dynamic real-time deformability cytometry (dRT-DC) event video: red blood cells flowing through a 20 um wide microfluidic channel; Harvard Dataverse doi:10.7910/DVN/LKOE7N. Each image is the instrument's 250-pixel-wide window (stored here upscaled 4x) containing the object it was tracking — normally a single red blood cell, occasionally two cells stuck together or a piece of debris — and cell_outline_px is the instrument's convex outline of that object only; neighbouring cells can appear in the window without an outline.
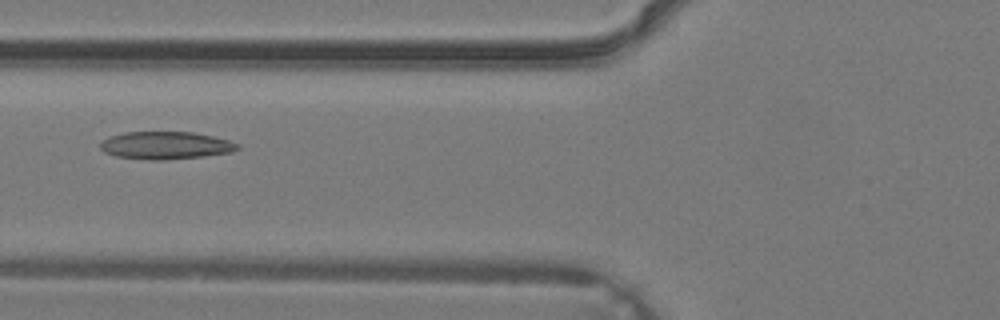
{"species": "common noctule bat (a hibernating species)", "species_latin": "Nyctalus noctula", "temperature_condition": "warm", "stored_images_in_passage": 20, "camera_frame_rate_fps": 3000, "um_per_image_px": 0.085, "animal": {"sex": "male", "body_mass_g": 19.2, "forearm_length_mm": 51.8}, "frame": {"image": 1, "passage_image": 16, "time_ms": 5.0, "image_size_px": [1000, 320], "cell_outline_px": [[240, 148], [232, 152], [200, 156], [164, 160], [152, 160], [116, 156], [104, 152], [100, 148], [100, 140], [108, 136], [124, 132], [192, 132], [212, 136], [228, 140], [240, 144]], "centroid_in_image_um": [14.04, 12.35], "position_along_channel_um": 111.8, "area_um2": 22.08}}
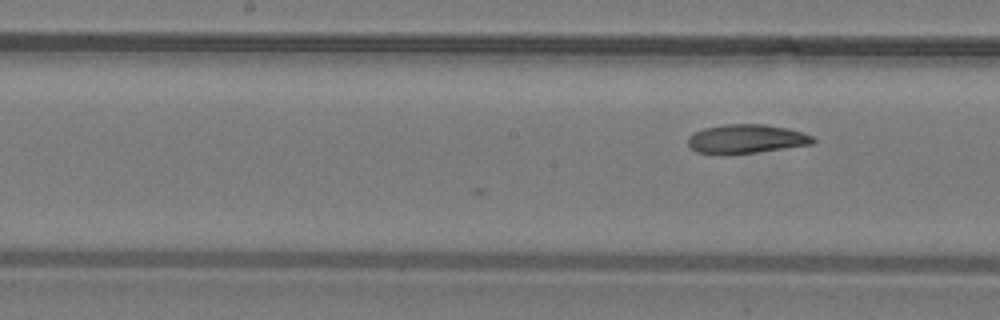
{"frame": {"image": 2, "passage_image": 20, "time_ms": 6.333, "image_size_px": [1000, 320], "cell_outline_px": [[816, 140], [812, 144], [756, 152], [696, 152], [688, 144], [688, 136], [692, 132], [704, 128], [724, 124], [764, 124], [788, 128], [812, 136]], "centroid_in_image_um": [63.44, 11.77], "position_along_channel_um": 184.8, "area_um2": 20.52}}